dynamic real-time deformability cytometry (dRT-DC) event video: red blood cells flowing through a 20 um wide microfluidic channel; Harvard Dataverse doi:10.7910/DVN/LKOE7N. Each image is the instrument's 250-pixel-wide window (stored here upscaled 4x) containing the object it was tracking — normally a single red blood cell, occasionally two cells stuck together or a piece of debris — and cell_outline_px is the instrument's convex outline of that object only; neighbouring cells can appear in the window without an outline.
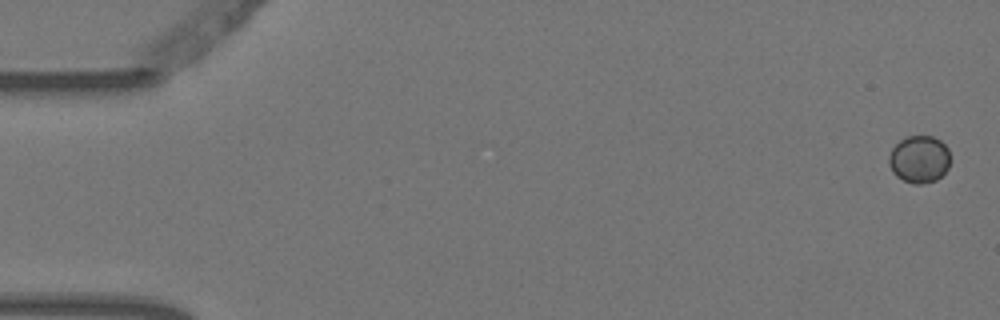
{"species": "Egyptian fruit bat (a non-hibernating species)", "species_latin": "Rousettus aegyptiacus", "temperature_condition": "warm", "stored_images_in_passage": 7, "camera_frame_rate_fps": 3000, "um_per_image_px": 0.085, "animal": {"sex": "female"}, "frame": {"image": 1, "passage_image": 1, "time_ms": 0.0, "image_size_px": [1000, 320], "cell_outline_px": [[948, 168], [936, 180], [924, 184], [916, 184], [904, 180], [896, 176], [892, 172], [888, 164], [888, 156], [892, 148], [900, 140], [908, 136], [932, 136], [940, 140], [948, 148]], "centroid_in_image_um": [78.1, 13.53], "position_along_channel_um": 6.9, "area_um2": 16.88}}
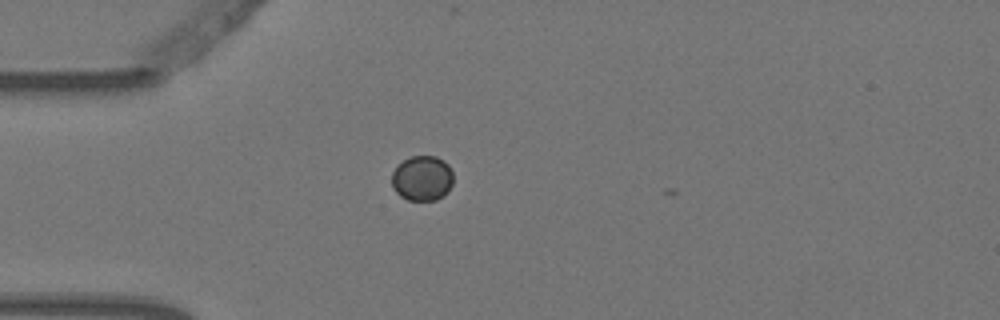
{"frame": {"image": 2, "passage_image": 5, "time_ms": 1.333, "image_size_px": [1000, 320], "cell_outline_px": [[452, 184], [448, 192], [444, 196], [436, 200], [408, 200], [400, 196], [396, 192], [392, 184], [392, 172], [404, 160], [412, 156], [436, 156], [444, 160], [448, 164], [452, 172]], "centroid_in_image_um": [35.91, 15.16], "position_along_channel_um": 49.1, "area_um2": 16.18}}